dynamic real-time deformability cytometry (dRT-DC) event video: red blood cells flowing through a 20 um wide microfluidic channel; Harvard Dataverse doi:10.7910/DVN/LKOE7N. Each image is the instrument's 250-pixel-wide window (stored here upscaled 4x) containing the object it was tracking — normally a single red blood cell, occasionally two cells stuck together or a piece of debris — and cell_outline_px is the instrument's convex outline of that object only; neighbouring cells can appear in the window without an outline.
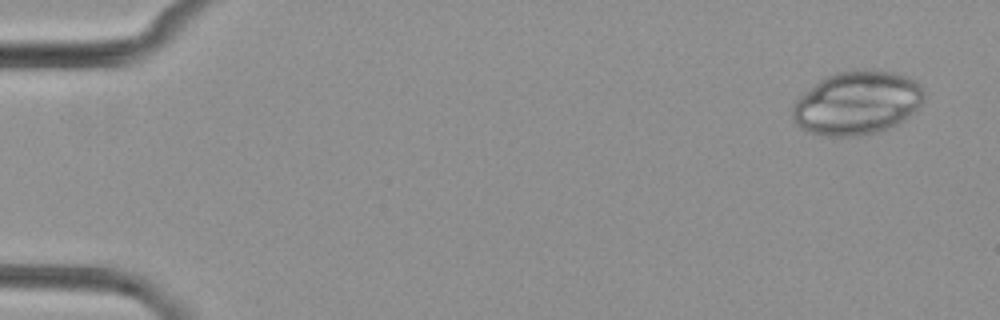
{"species": "common noctule bat (a hibernating species)", "species_latin": "Nyctalus noctula", "temperature_condition": "cold", "stored_images_in_passage": 7, "camera_frame_rate_fps": 3000, "um_per_image_px": 0.085, "animal": {"sex": "female", "body_mass_g": 29.2, "forearm_length_mm": 56.3}, "frame": {"image": 1, "passage_image": 7, "time_ms": 8.667, "image_size_px": [1000, 320], "cell_outline_px": [[924, 100], [904, 120], [888, 128], [876, 132], [852, 136], [824, 136], [812, 132], [804, 128], [792, 116], [792, 108], [796, 100], [804, 92], [820, 80], [836, 72], [860, 68], [872, 68], [892, 72], [916, 80], [920, 84], [924, 92]], "centroid_in_image_um": [72.88, 8.71], "position_along_channel_um": 12.1, "area_um2": 48.44}}